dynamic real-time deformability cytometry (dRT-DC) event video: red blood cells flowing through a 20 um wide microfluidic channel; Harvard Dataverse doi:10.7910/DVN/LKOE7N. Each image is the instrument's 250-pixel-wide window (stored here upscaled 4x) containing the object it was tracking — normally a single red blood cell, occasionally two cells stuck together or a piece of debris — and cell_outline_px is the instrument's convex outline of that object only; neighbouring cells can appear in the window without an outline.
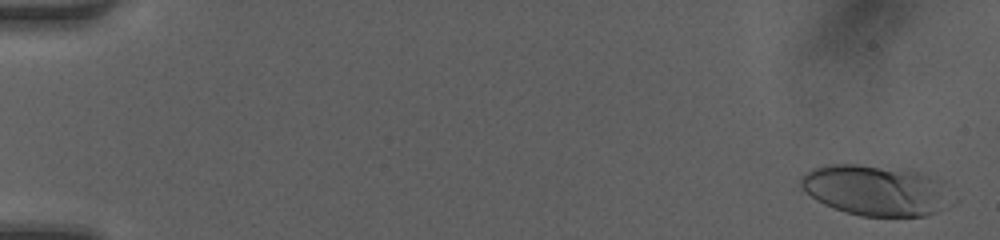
{"species": "human", "species_latin": "Homo sapiens", "temperature_condition": "room temperature", "stored_images_in_passage": 50, "camera_frame_rate_fps": 3000, "um_per_image_px": 0.085, "donor": {"sex": "female"}, "frame": {"image": 1, "passage_image": 3, "time_ms": 0.667, "image_size_px": [1000, 240], "cell_outline_px": [[936, 212], [924, 216], [860, 216], [824, 204], [816, 200], [800, 188], [800, 176], [812, 168], [824, 164], [856, 164], [920, 172], [928, 176], [932, 192]], "centroid_in_image_um": [73.96, 16.15], "position_along_channel_um": 11.0, "area_um2": 41.04}}
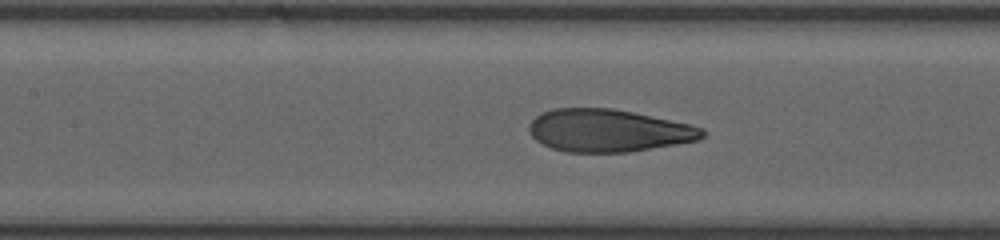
{"frame": {"image": 2, "passage_image": 25, "time_ms": 8.0, "image_size_px": [1000, 240], "cell_outline_px": [[704, 136], [696, 140], [676, 144], [628, 152], [564, 152], [552, 148], [536, 140], [528, 132], [528, 124], [540, 112], [552, 108], [612, 108], [632, 112], [688, 124], [704, 128]], "centroid_in_image_um": [51.64, 11.09], "position_along_channel_um": 155.8, "area_um2": 42.83}}
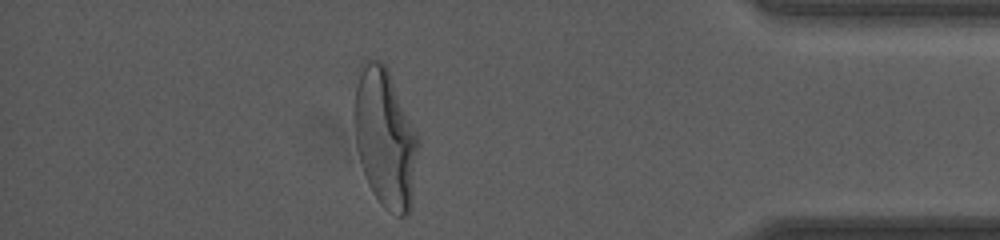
{"frame": {"image": 3, "passage_image": 45, "time_ms": 14.667, "image_size_px": [1000, 240], "cell_outline_px": [[420, 144], [412, 208], [408, 216], [400, 216], [380, 204], [372, 192], [368, 184], [360, 160], [356, 144], [352, 116], [352, 108], [360, 64], [364, 60], [380, 60], [384, 64], [388, 72], [416, 132]], "centroid_in_image_um": [32.73, 11.78], "position_along_channel_um": 402.5, "area_um2": 52.02}, "authors_computed_cell_mechanics": {"area_um2": 43.7835, "velocity_mm_per_s": 4.206, "shape_relaxation_time_tau1_ms": 5.0699, "shape_relaxation_time_tau2_ms": 0.7381, "deformation_change_tau1": 0.2436, "deformation_change_tau2": 0.0769}}